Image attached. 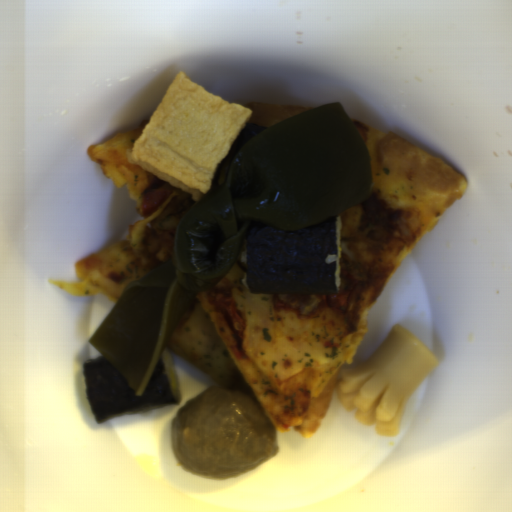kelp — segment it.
Segmentation results:
<instances>
[{
	"label": "kelp",
	"instance_id": "kelp-1",
	"mask_svg": "<svg viewBox=\"0 0 512 512\" xmlns=\"http://www.w3.org/2000/svg\"><path fill=\"white\" fill-rule=\"evenodd\" d=\"M372 190L368 148L341 101L269 126L179 219L170 260L128 282L88 342L143 396L180 319L233 267L254 224L318 225L371 199Z\"/></svg>",
	"mask_w": 512,
	"mask_h": 512
}]
</instances>
